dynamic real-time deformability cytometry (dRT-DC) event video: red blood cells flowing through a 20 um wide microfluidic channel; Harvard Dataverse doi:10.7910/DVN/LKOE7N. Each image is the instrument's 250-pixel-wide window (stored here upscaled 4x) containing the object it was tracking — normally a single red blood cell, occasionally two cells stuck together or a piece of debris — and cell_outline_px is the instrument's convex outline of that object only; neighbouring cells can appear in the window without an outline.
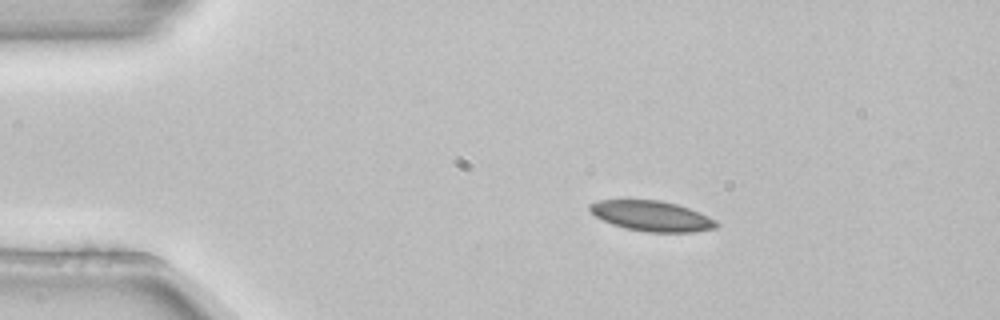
{"species": "common noctule bat (a hibernating species)", "species_latin": "Nyctalus noctula", "temperature_condition": "room temperature", "stored_images_in_passage": 6, "camera_frame_rate_fps": 3000, "um_per_image_px": 0.085, "animal": {"sex": "female", "body_mass_g": 22.7, "forearm_length_mm": 54.2}, "frame": {"image": 1, "passage_image": 2, "time_ms": 0.333, "image_size_px": [1000, 320], "cell_outline_px": [[720, 224], [716, 228], [692, 232], [648, 232], [624, 228], [612, 224], [596, 216], [588, 208], [588, 204], [600, 200], [660, 200], [676, 204], [700, 212], [716, 220]], "centroid_in_image_um": [55.42, 18.36], "position_along_channel_um": 29.6, "area_um2": 22.31}}
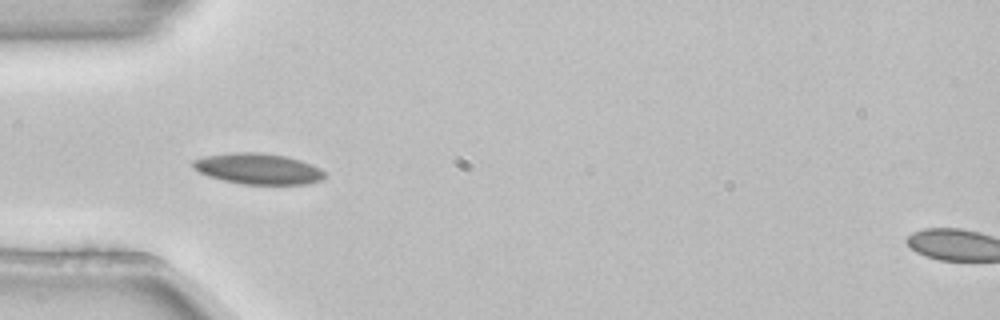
{"frame": {"image": 2, "passage_image": 4, "time_ms": 1.0, "image_size_px": [1000, 320], "cell_outline_px": [[324, 176], [320, 180], [304, 184], [240, 184], [208, 176], [192, 168], [192, 160], [208, 156], [232, 152], [256, 152], [284, 156], [300, 160], [312, 164], [320, 168], [324, 172]], "centroid_in_image_um": [21.92, 14.34], "position_along_channel_um": 63.1, "area_um2": 23.47}}